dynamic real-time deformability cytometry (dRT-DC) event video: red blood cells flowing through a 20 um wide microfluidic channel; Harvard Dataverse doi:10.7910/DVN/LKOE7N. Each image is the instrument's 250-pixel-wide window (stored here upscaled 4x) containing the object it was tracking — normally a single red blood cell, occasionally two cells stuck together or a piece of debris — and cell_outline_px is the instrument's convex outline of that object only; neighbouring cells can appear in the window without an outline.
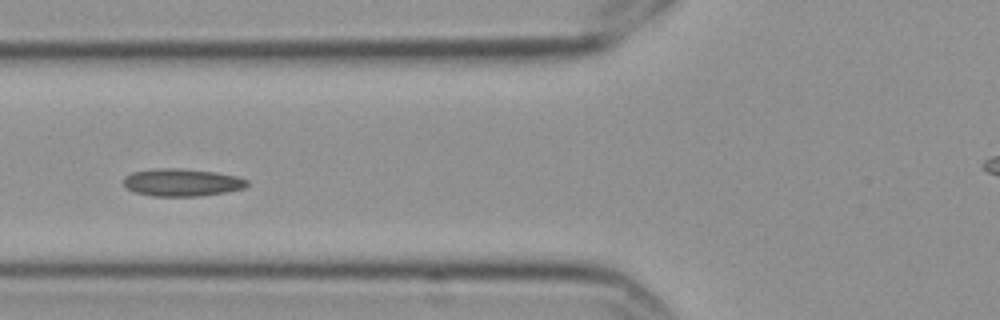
{"species": "Egyptian fruit bat (a non-hibernating species)", "species_latin": "Rousettus aegyptiacus", "temperature_condition": "cold", "stored_images_in_passage": 6, "camera_frame_rate_fps": 3000, "um_per_image_px": 0.085, "frame": {"image": 1, "passage_image": 5, "time_ms": 1.333, "image_size_px": [1000, 320], "cell_outline_px": [[248, 184], [244, 188], [224, 192], [200, 196], [152, 196], [136, 192], [124, 188], [124, 176], [132, 172], [152, 168], [180, 168], [216, 172], [236, 176], [248, 180]], "centroid_in_image_um": [15.42, 15.5], "position_along_channel_um": 110.4, "area_um2": 19.94}}
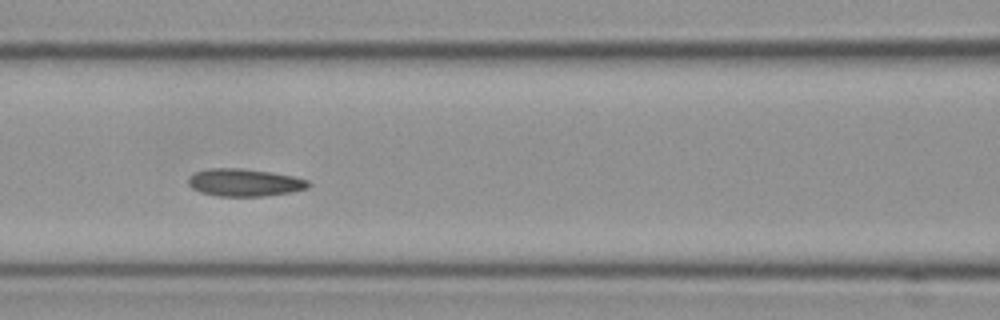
{"frame": {"image": 2, "passage_image": 6, "time_ms": 1.667, "image_size_px": [1000, 320], "cell_outline_px": [[312, 184], [308, 188], [292, 192], [264, 196], [216, 196], [200, 192], [192, 188], [188, 184], [188, 176], [196, 172], [212, 168], [240, 168], [272, 172], [292, 176], [308, 180]], "centroid_in_image_um": [20.79, 15.52], "position_along_channel_um": 145.8, "area_um2": 19.36}}